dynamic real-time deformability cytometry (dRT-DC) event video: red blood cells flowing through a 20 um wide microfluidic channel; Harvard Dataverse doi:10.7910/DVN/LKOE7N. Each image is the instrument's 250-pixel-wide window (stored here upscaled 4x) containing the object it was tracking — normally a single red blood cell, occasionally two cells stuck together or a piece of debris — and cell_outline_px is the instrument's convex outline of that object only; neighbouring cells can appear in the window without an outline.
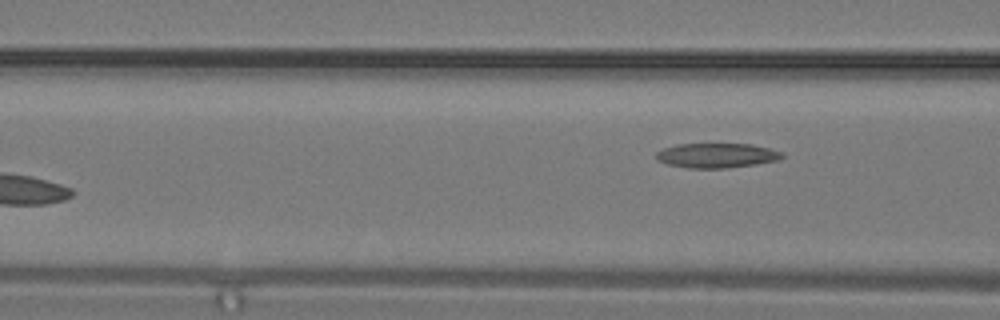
{"species": "common noctule bat (a hibernating species)", "species_latin": "Nyctalus noctula", "temperature_condition": "warm", "stored_images_in_passage": 8, "segment_of_instrument_passage": [2, 2], "camera_frame_rate_fps": 3000, "um_per_image_px": 0.085, "animal": {"sex": "male", "body_mass_g": 19.2, "forearm_length_mm": 51.8}, "frame": {"image": 1, "passage_image": 8, "time_ms": 2.333, "image_size_px": [1000, 320], "cell_outline_px": [[784, 156], [780, 160], [756, 164], [728, 168], [688, 168], [668, 164], [656, 160], [656, 152], [664, 148], [676, 144], [752, 144], [768, 148], [780, 152]], "centroid_in_image_um": [60.91, 13.22], "position_along_channel_um": 105.7, "area_um2": 18.09}}